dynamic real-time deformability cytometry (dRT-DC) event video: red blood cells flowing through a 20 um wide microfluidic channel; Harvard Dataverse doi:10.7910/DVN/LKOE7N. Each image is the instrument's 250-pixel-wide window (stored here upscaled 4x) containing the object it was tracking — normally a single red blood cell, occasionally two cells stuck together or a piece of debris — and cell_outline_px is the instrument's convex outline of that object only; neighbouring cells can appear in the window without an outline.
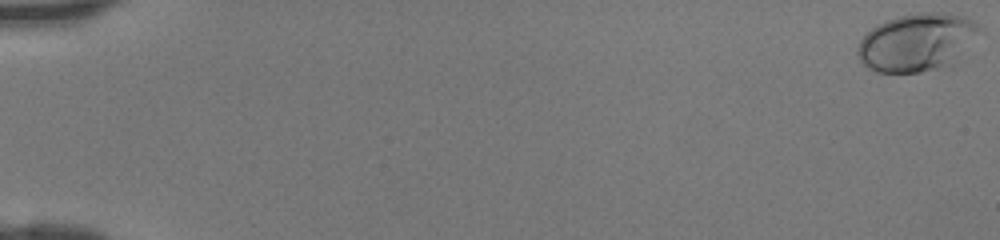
{"species": "human", "species_latin": "Homo sapiens", "temperature_condition": "room temperature", "stored_images_in_passage": 47, "camera_frame_rate_fps": 3000, "um_per_image_px": 0.085, "donor": {"sex": "female"}, "frame": {"image": 1, "passage_image": 1, "time_ms": 0.0, "image_size_px": [1000, 240], "cell_outline_px": [[984, 32], [944, 64], [936, 68], [920, 72], [876, 72], [868, 68], [860, 60], [856, 52], [856, 48], [860, 40], [876, 24], [900, 16], [920, 12], [948, 12], [964, 16], [980, 24], [984, 28]], "centroid_in_image_um": [77.91, 3.54], "position_along_channel_um": 7.1, "area_um2": 40.46}}
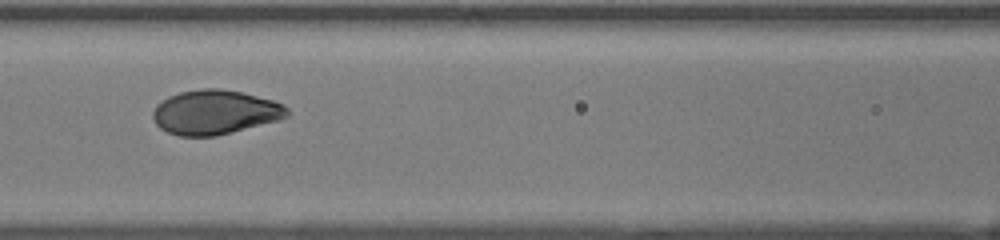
{"frame": {"image": 2, "passage_image": 23, "time_ms": 7.333, "image_size_px": [1000, 240], "cell_outline_px": [[288, 116], [276, 120], [232, 132], [216, 136], [180, 136], [168, 132], [160, 128], [156, 124], [152, 116], [152, 112], [156, 104], [168, 96], [180, 92], [200, 88], [220, 88], [240, 92], [272, 100], [288, 108]], "centroid_in_image_um": [18.21, 9.53], "position_along_channel_um": 148.4, "area_um2": 34.51}}
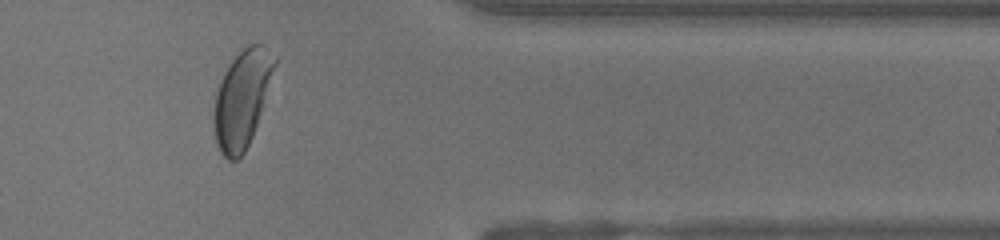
{"frame": {"image": 3, "passage_image": 40, "time_ms": 13.0, "image_size_px": [1000, 240], "cell_outline_px": [[276, 64], [252, 136], [244, 152], [236, 160], [228, 160], [220, 152], [216, 144], [212, 120], [212, 112], [216, 92], [220, 80], [228, 64], [248, 44], [264, 44], [276, 56]], "centroid_in_image_um": [20.53, 8.39], "position_along_channel_um": 390.9, "area_um2": 34.22}}